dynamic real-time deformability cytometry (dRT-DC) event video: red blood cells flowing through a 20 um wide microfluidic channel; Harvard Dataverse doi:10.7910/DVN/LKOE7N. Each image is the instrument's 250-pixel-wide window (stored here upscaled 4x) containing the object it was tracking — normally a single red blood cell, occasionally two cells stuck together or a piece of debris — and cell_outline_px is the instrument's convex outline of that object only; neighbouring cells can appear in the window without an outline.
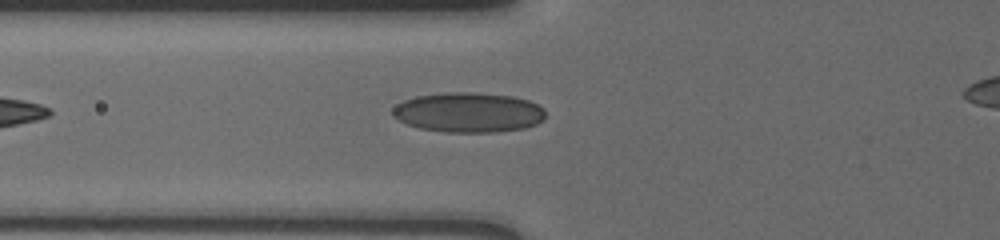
{"species": "human", "species_latin": "Homo sapiens", "temperature_condition": "cold", "stored_images_in_passage": 8, "camera_frame_rate_fps": 3000, "um_per_image_px": 0.085, "donor": {"sex": "male"}, "frame": {"image": 1, "passage_image": 2, "time_ms": 0.333, "image_size_px": [1000, 240], "cell_outline_px": [[544, 120], [536, 124], [524, 128], [496, 132], [444, 132], [420, 128], [408, 124], [392, 116], [392, 108], [396, 104], [404, 100], [416, 96], [448, 92], [476, 92], [512, 96], [528, 100], [544, 108]], "centroid_in_image_um": [39.82, 9.55], "position_along_channel_um": 86.0, "area_um2": 35.6}}
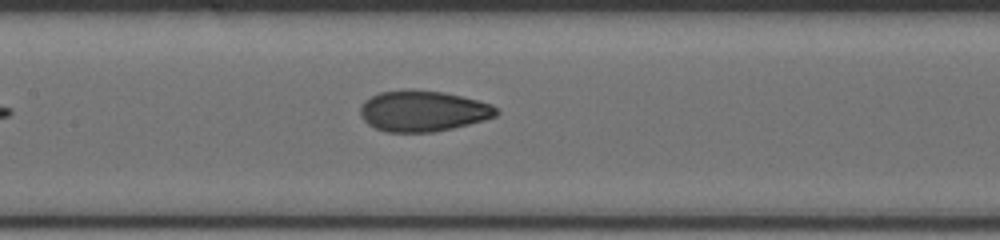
{"frame": {"image": 2, "passage_image": 6, "time_ms": 1.667, "image_size_px": [1000, 240], "cell_outline_px": [[500, 112], [496, 116], [484, 120], [452, 128], [432, 132], [388, 132], [376, 128], [368, 124], [360, 116], [360, 108], [364, 100], [380, 92], [408, 88], [412, 88], [444, 92], [492, 104]], "centroid_in_image_um": [35.93, 9.42], "position_along_channel_um": 171.5, "area_um2": 32.54}}
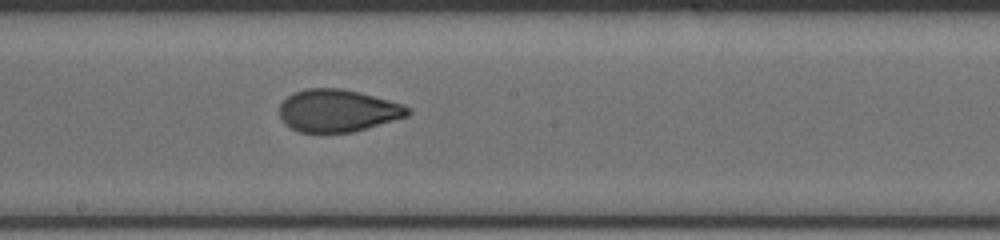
{"frame": {"image": 3, "passage_image": 8, "time_ms": 2.333, "image_size_px": [1000, 240], "cell_outline_px": [[412, 112], [408, 116], [352, 132], [300, 132], [284, 124], [280, 116], [280, 104], [288, 96], [304, 88], [340, 88], [360, 92], [404, 104], [412, 108]], "centroid_in_image_um": [28.73, 9.39], "position_along_channel_um": 219.5, "area_um2": 31.73}}